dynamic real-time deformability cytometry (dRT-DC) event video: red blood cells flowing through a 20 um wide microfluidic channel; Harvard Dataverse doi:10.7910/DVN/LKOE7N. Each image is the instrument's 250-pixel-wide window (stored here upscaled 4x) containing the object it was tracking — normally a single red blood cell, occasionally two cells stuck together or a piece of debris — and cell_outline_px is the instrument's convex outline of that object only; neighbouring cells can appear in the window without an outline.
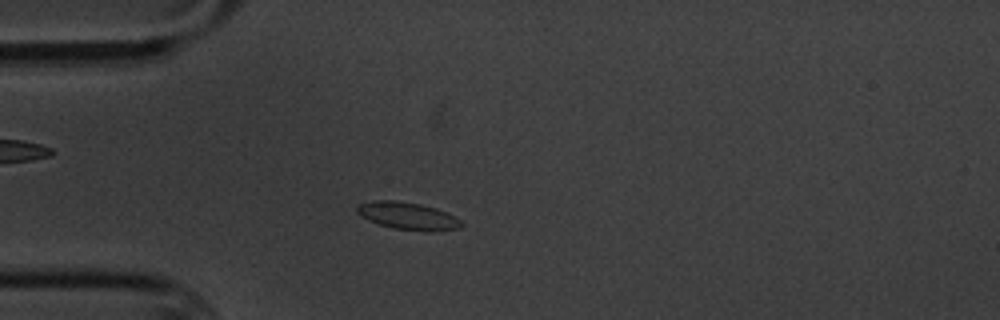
{"species": "common noctule bat (a hibernating species)", "species_latin": "Nyctalus noctula", "temperature_condition": "cold", "stored_images_in_passage": 3, "camera_frame_rate_fps": 3000, "um_per_image_px": 0.085, "animal": {"sex": "male", "body_mass_g": 20.1, "forearm_length_mm": 53.5}, "frame": {"image": 1, "passage_image": 3, "time_ms": 2.333, "image_size_px": [1000, 320], "cell_outline_px": [[464, 224], [460, 228], [432, 232], [428, 232], [392, 228], [368, 220], [360, 216], [356, 212], [356, 208], [360, 204], [372, 200], [396, 200], [420, 204], [436, 208], [460, 220]], "centroid_in_image_um": [34.65, 18.36], "position_along_channel_um": 50.4, "area_um2": 16.7}}